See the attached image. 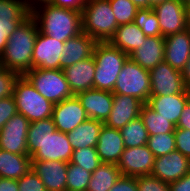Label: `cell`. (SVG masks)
Listing matches in <instances>:
<instances>
[{"instance_id": "4fadbf2b", "label": "cell", "mask_w": 190, "mask_h": 191, "mask_svg": "<svg viewBox=\"0 0 190 191\" xmlns=\"http://www.w3.org/2000/svg\"><path fill=\"white\" fill-rule=\"evenodd\" d=\"M190 173V159L178 150L155 158L151 175L171 184Z\"/></svg>"}, {"instance_id": "9f6ffc18", "label": "cell", "mask_w": 190, "mask_h": 191, "mask_svg": "<svg viewBox=\"0 0 190 191\" xmlns=\"http://www.w3.org/2000/svg\"><path fill=\"white\" fill-rule=\"evenodd\" d=\"M187 97H188V102L190 103V88H187Z\"/></svg>"}, {"instance_id": "9a60e30c", "label": "cell", "mask_w": 190, "mask_h": 191, "mask_svg": "<svg viewBox=\"0 0 190 191\" xmlns=\"http://www.w3.org/2000/svg\"><path fill=\"white\" fill-rule=\"evenodd\" d=\"M144 103L133 96L114 94L112 110L104 125L114 129H122L128 122L140 116Z\"/></svg>"}, {"instance_id": "7dc6e473", "label": "cell", "mask_w": 190, "mask_h": 191, "mask_svg": "<svg viewBox=\"0 0 190 191\" xmlns=\"http://www.w3.org/2000/svg\"><path fill=\"white\" fill-rule=\"evenodd\" d=\"M176 128H182L190 130V103L187 102L182 114L180 115V119L176 125Z\"/></svg>"}, {"instance_id": "f907efd6", "label": "cell", "mask_w": 190, "mask_h": 191, "mask_svg": "<svg viewBox=\"0 0 190 191\" xmlns=\"http://www.w3.org/2000/svg\"><path fill=\"white\" fill-rule=\"evenodd\" d=\"M181 72L186 88H190V58Z\"/></svg>"}, {"instance_id": "6da1fadb", "label": "cell", "mask_w": 190, "mask_h": 191, "mask_svg": "<svg viewBox=\"0 0 190 191\" xmlns=\"http://www.w3.org/2000/svg\"><path fill=\"white\" fill-rule=\"evenodd\" d=\"M38 26L30 15L9 36L5 50L0 56V66L25 75L32 69L33 48Z\"/></svg>"}, {"instance_id": "1f68e13d", "label": "cell", "mask_w": 190, "mask_h": 191, "mask_svg": "<svg viewBox=\"0 0 190 191\" xmlns=\"http://www.w3.org/2000/svg\"><path fill=\"white\" fill-rule=\"evenodd\" d=\"M133 22L147 37L161 36L158 16L153 9H138Z\"/></svg>"}, {"instance_id": "f546056e", "label": "cell", "mask_w": 190, "mask_h": 191, "mask_svg": "<svg viewBox=\"0 0 190 191\" xmlns=\"http://www.w3.org/2000/svg\"><path fill=\"white\" fill-rule=\"evenodd\" d=\"M140 118L143 120L148 135H156L159 133H171L175 131L176 126L168 119L157 114L146 103L142 105Z\"/></svg>"}, {"instance_id": "8d00e7d4", "label": "cell", "mask_w": 190, "mask_h": 191, "mask_svg": "<svg viewBox=\"0 0 190 191\" xmlns=\"http://www.w3.org/2000/svg\"><path fill=\"white\" fill-rule=\"evenodd\" d=\"M30 15L23 0H0V19H27Z\"/></svg>"}, {"instance_id": "8fae6325", "label": "cell", "mask_w": 190, "mask_h": 191, "mask_svg": "<svg viewBox=\"0 0 190 191\" xmlns=\"http://www.w3.org/2000/svg\"><path fill=\"white\" fill-rule=\"evenodd\" d=\"M154 161L155 156L147 144L139 147H125L117 167L122 175L138 177L151 174Z\"/></svg>"}, {"instance_id": "9c48e42d", "label": "cell", "mask_w": 190, "mask_h": 191, "mask_svg": "<svg viewBox=\"0 0 190 191\" xmlns=\"http://www.w3.org/2000/svg\"><path fill=\"white\" fill-rule=\"evenodd\" d=\"M29 120L20 113L12 116L0 130V149L13 154H28Z\"/></svg>"}, {"instance_id": "c3c4849f", "label": "cell", "mask_w": 190, "mask_h": 191, "mask_svg": "<svg viewBox=\"0 0 190 191\" xmlns=\"http://www.w3.org/2000/svg\"><path fill=\"white\" fill-rule=\"evenodd\" d=\"M0 191H19L17 180L0 177Z\"/></svg>"}, {"instance_id": "bcb514c9", "label": "cell", "mask_w": 190, "mask_h": 191, "mask_svg": "<svg viewBox=\"0 0 190 191\" xmlns=\"http://www.w3.org/2000/svg\"><path fill=\"white\" fill-rule=\"evenodd\" d=\"M170 191H190V173L169 184Z\"/></svg>"}, {"instance_id": "b9f144b4", "label": "cell", "mask_w": 190, "mask_h": 191, "mask_svg": "<svg viewBox=\"0 0 190 191\" xmlns=\"http://www.w3.org/2000/svg\"><path fill=\"white\" fill-rule=\"evenodd\" d=\"M174 134L176 150L190 159V130L175 128Z\"/></svg>"}, {"instance_id": "836d02e7", "label": "cell", "mask_w": 190, "mask_h": 191, "mask_svg": "<svg viewBox=\"0 0 190 191\" xmlns=\"http://www.w3.org/2000/svg\"><path fill=\"white\" fill-rule=\"evenodd\" d=\"M147 146L155 158L169 154L171 151L176 150L175 134L171 132L149 135Z\"/></svg>"}, {"instance_id": "60d3db41", "label": "cell", "mask_w": 190, "mask_h": 191, "mask_svg": "<svg viewBox=\"0 0 190 191\" xmlns=\"http://www.w3.org/2000/svg\"><path fill=\"white\" fill-rule=\"evenodd\" d=\"M25 19H0V56L3 54L9 36Z\"/></svg>"}, {"instance_id": "ee69618b", "label": "cell", "mask_w": 190, "mask_h": 191, "mask_svg": "<svg viewBox=\"0 0 190 191\" xmlns=\"http://www.w3.org/2000/svg\"><path fill=\"white\" fill-rule=\"evenodd\" d=\"M109 191H138L137 177L121 175Z\"/></svg>"}, {"instance_id": "f5cc1de1", "label": "cell", "mask_w": 190, "mask_h": 191, "mask_svg": "<svg viewBox=\"0 0 190 191\" xmlns=\"http://www.w3.org/2000/svg\"><path fill=\"white\" fill-rule=\"evenodd\" d=\"M164 1H167V0H150V8L153 9L157 5H160L161 3H163Z\"/></svg>"}, {"instance_id": "44dd1931", "label": "cell", "mask_w": 190, "mask_h": 191, "mask_svg": "<svg viewBox=\"0 0 190 191\" xmlns=\"http://www.w3.org/2000/svg\"><path fill=\"white\" fill-rule=\"evenodd\" d=\"M96 43L97 42L93 38L84 32L64 42V49L60 58V69L63 70L68 66L93 56Z\"/></svg>"}, {"instance_id": "db71d44e", "label": "cell", "mask_w": 190, "mask_h": 191, "mask_svg": "<svg viewBox=\"0 0 190 191\" xmlns=\"http://www.w3.org/2000/svg\"><path fill=\"white\" fill-rule=\"evenodd\" d=\"M188 28L190 29V5L187 7Z\"/></svg>"}, {"instance_id": "f1b7e54d", "label": "cell", "mask_w": 190, "mask_h": 191, "mask_svg": "<svg viewBox=\"0 0 190 191\" xmlns=\"http://www.w3.org/2000/svg\"><path fill=\"white\" fill-rule=\"evenodd\" d=\"M56 130L52 117L31 122L27 133L28 155L31 157Z\"/></svg>"}, {"instance_id": "816d5d0a", "label": "cell", "mask_w": 190, "mask_h": 191, "mask_svg": "<svg viewBox=\"0 0 190 191\" xmlns=\"http://www.w3.org/2000/svg\"><path fill=\"white\" fill-rule=\"evenodd\" d=\"M132 3L138 8H150V0H131Z\"/></svg>"}, {"instance_id": "f35d334b", "label": "cell", "mask_w": 190, "mask_h": 191, "mask_svg": "<svg viewBox=\"0 0 190 191\" xmlns=\"http://www.w3.org/2000/svg\"><path fill=\"white\" fill-rule=\"evenodd\" d=\"M137 187L138 191H170L169 184L151 174L138 176Z\"/></svg>"}, {"instance_id": "484cf974", "label": "cell", "mask_w": 190, "mask_h": 191, "mask_svg": "<svg viewBox=\"0 0 190 191\" xmlns=\"http://www.w3.org/2000/svg\"><path fill=\"white\" fill-rule=\"evenodd\" d=\"M104 122L88 118L67 133L72 149L96 147Z\"/></svg>"}, {"instance_id": "d4e9b609", "label": "cell", "mask_w": 190, "mask_h": 191, "mask_svg": "<svg viewBox=\"0 0 190 191\" xmlns=\"http://www.w3.org/2000/svg\"><path fill=\"white\" fill-rule=\"evenodd\" d=\"M147 36L134 23L119 25L112 38L108 41L113 47L119 48L128 56L133 53Z\"/></svg>"}, {"instance_id": "30bf717a", "label": "cell", "mask_w": 190, "mask_h": 191, "mask_svg": "<svg viewBox=\"0 0 190 191\" xmlns=\"http://www.w3.org/2000/svg\"><path fill=\"white\" fill-rule=\"evenodd\" d=\"M159 20L161 36L182 32L188 28L187 7L180 0H167L153 8Z\"/></svg>"}, {"instance_id": "d6a6232c", "label": "cell", "mask_w": 190, "mask_h": 191, "mask_svg": "<svg viewBox=\"0 0 190 191\" xmlns=\"http://www.w3.org/2000/svg\"><path fill=\"white\" fill-rule=\"evenodd\" d=\"M91 175L81 166L68 162L66 191H86Z\"/></svg>"}, {"instance_id": "d590c367", "label": "cell", "mask_w": 190, "mask_h": 191, "mask_svg": "<svg viewBox=\"0 0 190 191\" xmlns=\"http://www.w3.org/2000/svg\"><path fill=\"white\" fill-rule=\"evenodd\" d=\"M117 24H128L134 21L138 8L131 0H108Z\"/></svg>"}, {"instance_id": "681fc988", "label": "cell", "mask_w": 190, "mask_h": 191, "mask_svg": "<svg viewBox=\"0 0 190 191\" xmlns=\"http://www.w3.org/2000/svg\"><path fill=\"white\" fill-rule=\"evenodd\" d=\"M26 7L32 11L34 8L41 4L51 3L53 0H23Z\"/></svg>"}, {"instance_id": "8992f818", "label": "cell", "mask_w": 190, "mask_h": 191, "mask_svg": "<svg viewBox=\"0 0 190 191\" xmlns=\"http://www.w3.org/2000/svg\"><path fill=\"white\" fill-rule=\"evenodd\" d=\"M24 76L45 99L53 104L74 96L62 69L33 68Z\"/></svg>"}, {"instance_id": "7bdbcfd3", "label": "cell", "mask_w": 190, "mask_h": 191, "mask_svg": "<svg viewBox=\"0 0 190 191\" xmlns=\"http://www.w3.org/2000/svg\"><path fill=\"white\" fill-rule=\"evenodd\" d=\"M16 113L17 107L13 96L0 99V130Z\"/></svg>"}, {"instance_id": "4dcf8cb0", "label": "cell", "mask_w": 190, "mask_h": 191, "mask_svg": "<svg viewBox=\"0 0 190 191\" xmlns=\"http://www.w3.org/2000/svg\"><path fill=\"white\" fill-rule=\"evenodd\" d=\"M125 147H139L147 144L148 132L140 116L120 129Z\"/></svg>"}, {"instance_id": "11a10c76", "label": "cell", "mask_w": 190, "mask_h": 191, "mask_svg": "<svg viewBox=\"0 0 190 191\" xmlns=\"http://www.w3.org/2000/svg\"><path fill=\"white\" fill-rule=\"evenodd\" d=\"M186 7L190 5V0H180Z\"/></svg>"}, {"instance_id": "ac0fdd59", "label": "cell", "mask_w": 190, "mask_h": 191, "mask_svg": "<svg viewBox=\"0 0 190 191\" xmlns=\"http://www.w3.org/2000/svg\"><path fill=\"white\" fill-rule=\"evenodd\" d=\"M73 149L67 133L56 130L41 145L40 148L31 156L32 160H57L70 162Z\"/></svg>"}, {"instance_id": "e575fe53", "label": "cell", "mask_w": 190, "mask_h": 191, "mask_svg": "<svg viewBox=\"0 0 190 191\" xmlns=\"http://www.w3.org/2000/svg\"><path fill=\"white\" fill-rule=\"evenodd\" d=\"M70 163L81 166L93 173L102 163L95 147H86L73 150Z\"/></svg>"}, {"instance_id": "4316f807", "label": "cell", "mask_w": 190, "mask_h": 191, "mask_svg": "<svg viewBox=\"0 0 190 191\" xmlns=\"http://www.w3.org/2000/svg\"><path fill=\"white\" fill-rule=\"evenodd\" d=\"M32 167L28 154H13L0 149V177L18 180L27 174Z\"/></svg>"}, {"instance_id": "74e56055", "label": "cell", "mask_w": 190, "mask_h": 191, "mask_svg": "<svg viewBox=\"0 0 190 191\" xmlns=\"http://www.w3.org/2000/svg\"><path fill=\"white\" fill-rule=\"evenodd\" d=\"M19 74L0 66V99L13 96L14 85Z\"/></svg>"}, {"instance_id": "83f0119b", "label": "cell", "mask_w": 190, "mask_h": 191, "mask_svg": "<svg viewBox=\"0 0 190 191\" xmlns=\"http://www.w3.org/2000/svg\"><path fill=\"white\" fill-rule=\"evenodd\" d=\"M121 175L117 164L101 163L92 173L86 191H109Z\"/></svg>"}, {"instance_id": "603a6c76", "label": "cell", "mask_w": 190, "mask_h": 191, "mask_svg": "<svg viewBox=\"0 0 190 191\" xmlns=\"http://www.w3.org/2000/svg\"><path fill=\"white\" fill-rule=\"evenodd\" d=\"M165 38L163 36L147 37L129 57L145 70H152L164 61Z\"/></svg>"}, {"instance_id": "5bb4252c", "label": "cell", "mask_w": 190, "mask_h": 191, "mask_svg": "<svg viewBox=\"0 0 190 191\" xmlns=\"http://www.w3.org/2000/svg\"><path fill=\"white\" fill-rule=\"evenodd\" d=\"M64 42L58 41L38 31L32 54V69H60Z\"/></svg>"}, {"instance_id": "7a4b0ae2", "label": "cell", "mask_w": 190, "mask_h": 191, "mask_svg": "<svg viewBox=\"0 0 190 191\" xmlns=\"http://www.w3.org/2000/svg\"><path fill=\"white\" fill-rule=\"evenodd\" d=\"M40 33L66 42L82 32V15L70 9L41 4L31 11Z\"/></svg>"}, {"instance_id": "cb8c5ba5", "label": "cell", "mask_w": 190, "mask_h": 191, "mask_svg": "<svg viewBox=\"0 0 190 191\" xmlns=\"http://www.w3.org/2000/svg\"><path fill=\"white\" fill-rule=\"evenodd\" d=\"M187 102V93H179L169 96H150L146 104L176 126Z\"/></svg>"}, {"instance_id": "d6986e66", "label": "cell", "mask_w": 190, "mask_h": 191, "mask_svg": "<svg viewBox=\"0 0 190 191\" xmlns=\"http://www.w3.org/2000/svg\"><path fill=\"white\" fill-rule=\"evenodd\" d=\"M164 61L172 68L182 71L190 58V29L167 35Z\"/></svg>"}, {"instance_id": "e0dca14e", "label": "cell", "mask_w": 190, "mask_h": 191, "mask_svg": "<svg viewBox=\"0 0 190 191\" xmlns=\"http://www.w3.org/2000/svg\"><path fill=\"white\" fill-rule=\"evenodd\" d=\"M80 100L86 115L90 119L105 122L113 104L114 94L110 91L89 89L76 95Z\"/></svg>"}, {"instance_id": "7c38bea8", "label": "cell", "mask_w": 190, "mask_h": 191, "mask_svg": "<svg viewBox=\"0 0 190 191\" xmlns=\"http://www.w3.org/2000/svg\"><path fill=\"white\" fill-rule=\"evenodd\" d=\"M52 119L58 131L69 133L79 124L86 121L88 116L80 100L74 95L54 104Z\"/></svg>"}, {"instance_id": "ffe728a7", "label": "cell", "mask_w": 190, "mask_h": 191, "mask_svg": "<svg viewBox=\"0 0 190 191\" xmlns=\"http://www.w3.org/2000/svg\"><path fill=\"white\" fill-rule=\"evenodd\" d=\"M95 69L93 56L63 69L73 95L94 88Z\"/></svg>"}, {"instance_id": "2e32d148", "label": "cell", "mask_w": 190, "mask_h": 191, "mask_svg": "<svg viewBox=\"0 0 190 191\" xmlns=\"http://www.w3.org/2000/svg\"><path fill=\"white\" fill-rule=\"evenodd\" d=\"M68 163L57 160H32L31 169L40 177L46 191H66Z\"/></svg>"}, {"instance_id": "7402d4cb", "label": "cell", "mask_w": 190, "mask_h": 191, "mask_svg": "<svg viewBox=\"0 0 190 191\" xmlns=\"http://www.w3.org/2000/svg\"><path fill=\"white\" fill-rule=\"evenodd\" d=\"M95 148L102 163L117 164L125 149L120 130L103 125Z\"/></svg>"}, {"instance_id": "277c9868", "label": "cell", "mask_w": 190, "mask_h": 191, "mask_svg": "<svg viewBox=\"0 0 190 191\" xmlns=\"http://www.w3.org/2000/svg\"><path fill=\"white\" fill-rule=\"evenodd\" d=\"M81 15L82 32L96 42H108L119 26L108 0H87Z\"/></svg>"}, {"instance_id": "f6af8a7d", "label": "cell", "mask_w": 190, "mask_h": 191, "mask_svg": "<svg viewBox=\"0 0 190 191\" xmlns=\"http://www.w3.org/2000/svg\"><path fill=\"white\" fill-rule=\"evenodd\" d=\"M51 4L56 7L70 9L82 13L87 4V0H53Z\"/></svg>"}, {"instance_id": "ba28073f", "label": "cell", "mask_w": 190, "mask_h": 191, "mask_svg": "<svg viewBox=\"0 0 190 191\" xmlns=\"http://www.w3.org/2000/svg\"><path fill=\"white\" fill-rule=\"evenodd\" d=\"M150 96H169L179 93H187L182 72L172 68L165 61L159 63L149 71Z\"/></svg>"}, {"instance_id": "5b68a950", "label": "cell", "mask_w": 190, "mask_h": 191, "mask_svg": "<svg viewBox=\"0 0 190 191\" xmlns=\"http://www.w3.org/2000/svg\"><path fill=\"white\" fill-rule=\"evenodd\" d=\"M13 97L17 112L30 123L52 117L54 104L45 99L24 75L16 80Z\"/></svg>"}, {"instance_id": "52a82bcc", "label": "cell", "mask_w": 190, "mask_h": 191, "mask_svg": "<svg viewBox=\"0 0 190 191\" xmlns=\"http://www.w3.org/2000/svg\"><path fill=\"white\" fill-rule=\"evenodd\" d=\"M150 92L149 71L142 68L129 57L118 75L112 93L133 96L143 103H147Z\"/></svg>"}, {"instance_id": "ab89813d", "label": "cell", "mask_w": 190, "mask_h": 191, "mask_svg": "<svg viewBox=\"0 0 190 191\" xmlns=\"http://www.w3.org/2000/svg\"><path fill=\"white\" fill-rule=\"evenodd\" d=\"M19 191H46L40 177L31 169L17 180Z\"/></svg>"}, {"instance_id": "3957f363", "label": "cell", "mask_w": 190, "mask_h": 191, "mask_svg": "<svg viewBox=\"0 0 190 191\" xmlns=\"http://www.w3.org/2000/svg\"><path fill=\"white\" fill-rule=\"evenodd\" d=\"M93 57L96 66L94 89L113 92L118 75L129 56L109 42H97Z\"/></svg>"}]
</instances>
